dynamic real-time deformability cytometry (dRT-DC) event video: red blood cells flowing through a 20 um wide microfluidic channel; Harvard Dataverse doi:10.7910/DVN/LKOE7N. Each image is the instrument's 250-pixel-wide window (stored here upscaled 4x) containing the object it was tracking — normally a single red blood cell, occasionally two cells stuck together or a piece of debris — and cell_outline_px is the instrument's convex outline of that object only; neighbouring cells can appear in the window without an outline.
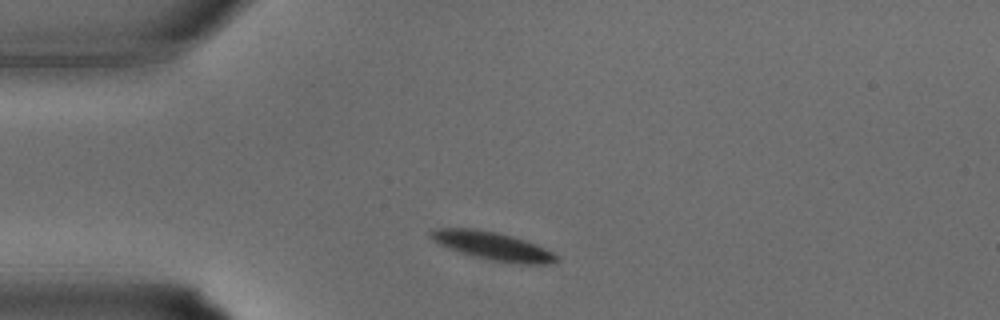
{"species": "common noctule bat (a hibernating species)", "species_latin": "Nyctalus noctula", "temperature_condition": "warm", "stored_images_in_passage": 8, "camera_frame_rate_fps": 3000, "um_per_image_px": 0.085, "animal": {"sex": "male", "body_mass_g": 15.6}, "frame": {"image": 1, "passage_image": 3, "time_ms": 0.667, "image_size_px": [1000, 320], "cell_outline_px": [[560, 260], [548, 264], [520, 264], [492, 260], [472, 256], [448, 248], [432, 240], [428, 236], [428, 232], [436, 228], [472, 228], [496, 232], [512, 236], [536, 244], [560, 256]], "centroid_in_image_um": [41.87, 20.91], "position_along_channel_um": 43.1, "area_um2": 20.69}}
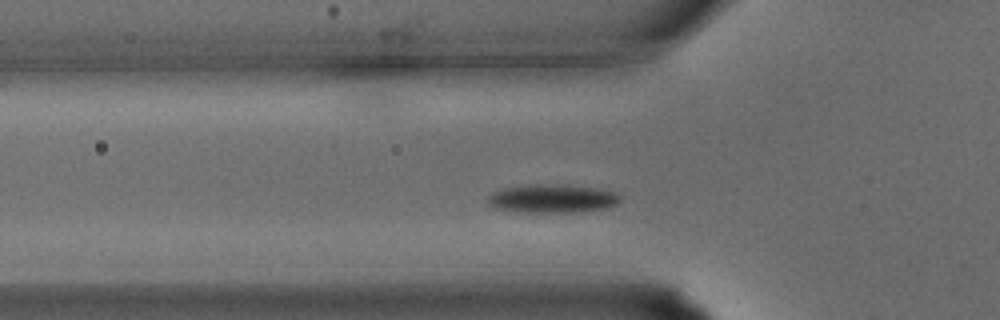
{"frame": {"image": 2, "passage_image": 6, "time_ms": 1.667, "image_size_px": [1000, 320], "cell_outline_px": [[620, 200], [616, 204], [608, 208], [584, 212], [516, 212], [492, 208], [488, 204], [484, 196], [492, 192], [504, 188], [528, 184], [568, 184], [596, 188], [616, 192], [620, 196]], "centroid_in_image_um": [46.9, 16.88], "position_along_channel_um": 78.9, "area_um2": 22.66}}